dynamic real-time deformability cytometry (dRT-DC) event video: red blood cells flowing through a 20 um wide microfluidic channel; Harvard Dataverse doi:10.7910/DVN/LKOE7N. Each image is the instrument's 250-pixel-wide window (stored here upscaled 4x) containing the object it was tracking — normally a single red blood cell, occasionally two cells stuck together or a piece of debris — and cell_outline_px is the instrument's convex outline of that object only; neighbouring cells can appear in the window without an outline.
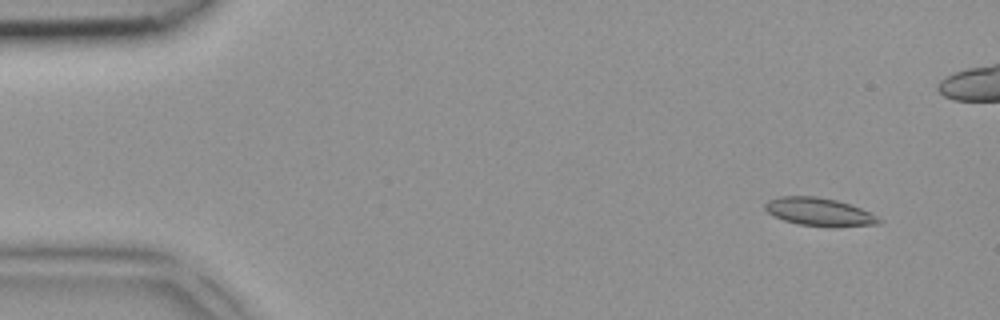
{"species": "common noctule bat (a hibernating species)", "species_latin": "Nyctalus noctula", "temperature_condition": "room temperature", "stored_images_in_passage": 4, "camera_frame_rate_fps": 3000, "um_per_image_px": 0.085, "animal": {"sex": "female", "body_mass_g": 18.4}, "frame": {"image": 1, "passage_image": 1, "time_ms": 0.0, "image_size_px": [1000, 320], "cell_outline_px": [[884, 220], [880, 224], [800, 224], [784, 220], [768, 212], [764, 208], [764, 204], [768, 200], [780, 196], [816, 196], [836, 200], [860, 208]], "centroid_in_image_um": [69.56, 17.95], "position_along_channel_um": 15.4, "area_um2": 17.51}}